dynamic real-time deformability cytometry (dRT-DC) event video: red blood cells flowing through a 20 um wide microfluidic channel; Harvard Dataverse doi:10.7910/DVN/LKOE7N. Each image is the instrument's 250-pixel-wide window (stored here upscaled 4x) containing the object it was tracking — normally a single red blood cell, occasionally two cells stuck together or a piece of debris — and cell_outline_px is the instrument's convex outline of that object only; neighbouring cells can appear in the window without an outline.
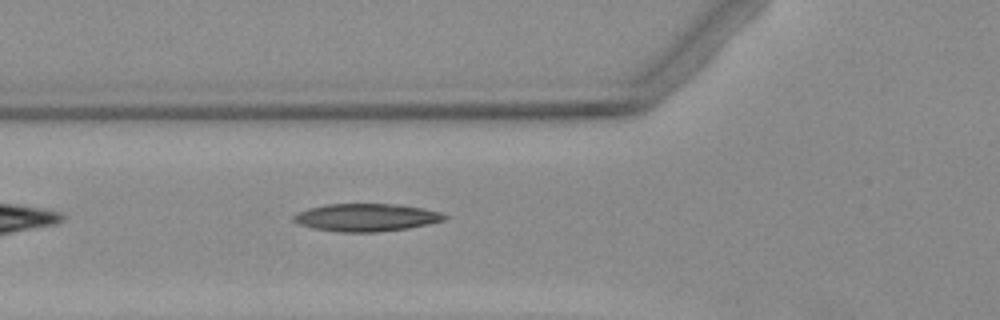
{"species": "Egyptian fruit bat (a non-hibernating species)", "species_latin": "Rousettus aegyptiacus", "temperature_condition": "warm", "stored_images_in_passage": 5, "segment_of_instrument_passage": [1, 2], "camera_frame_rate_fps": 3000, "um_per_image_px": 0.085, "animal": {"sex": "female"}, "frame": {"image": 1, "passage_image": 4, "time_ms": 3.667, "image_size_px": [1000, 320], "cell_outline_px": [[448, 216], [444, 220], [428, 224], [408, 228], [376, 232], [340, 232], [316, 228], [300, 224], [292, 220], [292, 216], [300, 212], [312, 208], [328, 204], [400, 204], [440, 212]], "centroid_in_image_um": [31.17, 18.48], "position_along_channel_um": 94.6, "area_um2": 23.99}}